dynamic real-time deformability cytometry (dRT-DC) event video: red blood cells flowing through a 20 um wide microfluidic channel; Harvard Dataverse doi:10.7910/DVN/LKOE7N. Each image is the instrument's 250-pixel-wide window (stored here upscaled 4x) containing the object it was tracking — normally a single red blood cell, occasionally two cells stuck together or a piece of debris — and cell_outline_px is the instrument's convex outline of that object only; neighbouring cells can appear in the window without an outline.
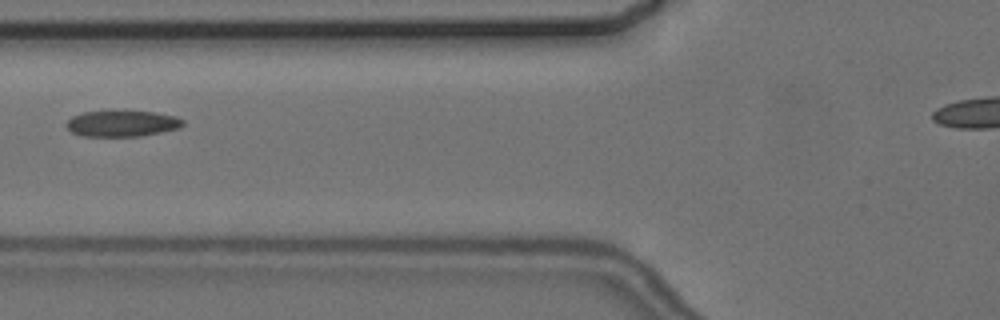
{"species": "common noctule bat (a hibernating species)", "species_latin": "Nyctalus noctula", "temperature_condition": "cold", "stored_images_in_passage": 5, "camera_frame_rate_fps": 3000, "um_per_image_px": 0.085, "animal": {"sex": "female", "body_mass_g": 24.6, "forearm_length_mm": 56.2}, "frame": {"image": 1, "passage_image": 2, "time_ms": 1.333, "image_size_px": [1000, 320], "cell_outline_px": [[184, 124], [180, 128], [140, 136], [80, 136], [72, 132], [64, 124], [72, 116], [84, 112], [124, 108], [152, 112], [176, 116], [184, 120]], "centroid_in_image_um": [10.36, 10.45], "position_along_channel_um": 115.4, "area_um2": 18.44}}
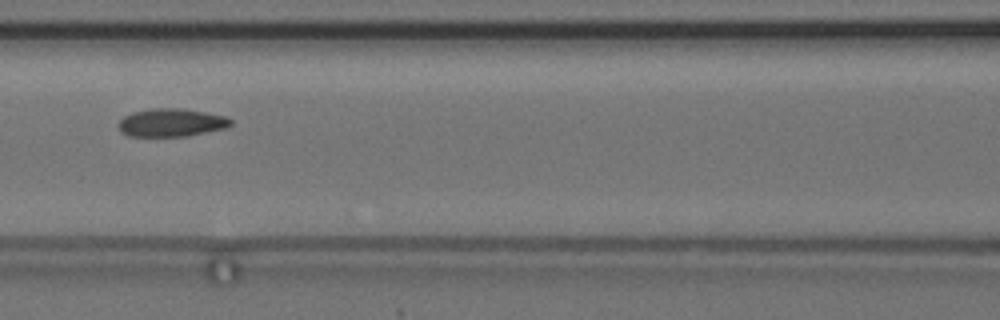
{"frame": {"image": 2, "passage_image": 3, "time_ms": 2.333, "image_size_px": [1000, 320], "cell_outline_px": [[232, 124], [228, 128], [188, 136], [128, 136], [120, 132], [120, 120], [124, 116], [132, 112], [152, 108], [180, 108], [204, 112], [224, 116], [232, 120]], "centroid_in_image_um": [14.58, 10.42], "position_along_channel_um": 152.0, "area_um2": 18.38}}